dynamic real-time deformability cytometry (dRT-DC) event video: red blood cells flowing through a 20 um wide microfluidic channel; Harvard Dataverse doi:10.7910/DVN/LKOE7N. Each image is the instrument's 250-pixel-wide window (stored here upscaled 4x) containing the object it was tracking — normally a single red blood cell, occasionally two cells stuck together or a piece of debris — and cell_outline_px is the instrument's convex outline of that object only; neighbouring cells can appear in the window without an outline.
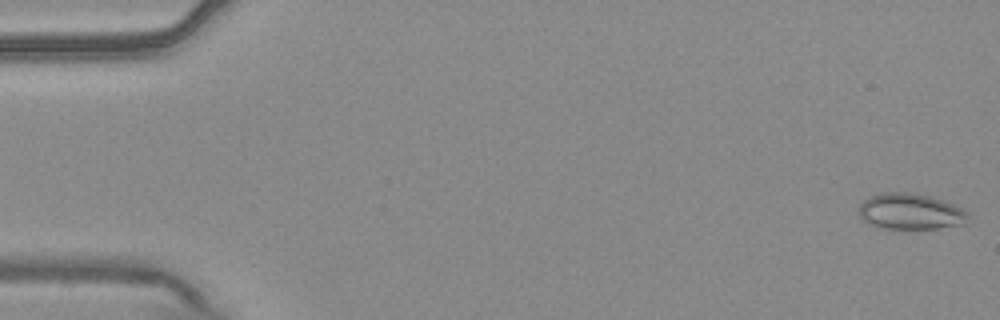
{"species": "common noctule bat (a hibernating species)", "species_latin": "Nyctalus noctula", "temperature_condition": "warm", "stored_images_in_passage": 54, "camera_frame_rate_fps": 3000, "um_per_image_px": 0.085, "animal": {"sex": "male", "body_mass_g": 20.4}, "frame": {"image": 1, "passage_image": 1, "time_ms": 0.0, "image_size_px": [1000, 320], "cell_outline_px": [[968, 216], [960, 224], [936, 228], [876, 228], [868, 224], [860, 216], [860, 204], [864, 200], [880, 192], [908, 192], [932, 196], [952, 204], [968, 212]], "centroid_in_image_um": [77.33, 17.96], "position_along_channel_um": 7.7, "area_um2": 22.6}}
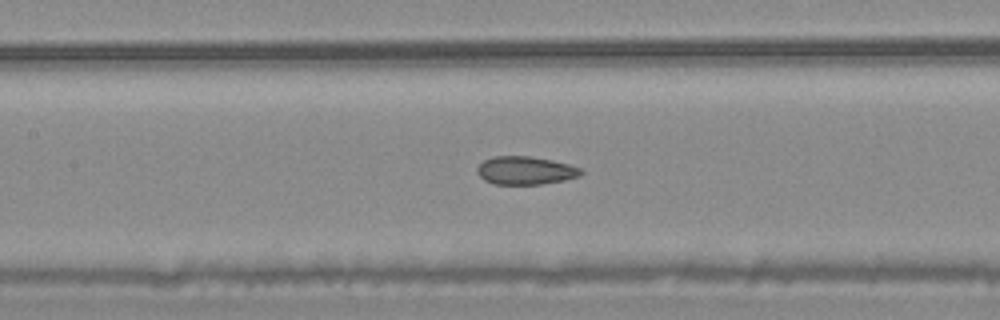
{"frame": {"image": 2, "passage_image": 25, "time_ms": 8.0, "image_size_px": [1000, 320], "cell_outline_px": [[584, 172], [580, 176], [564, 180], [540, 184], [492, 184], [484, 180], [476, 172], [476, 168], [484, 160], [492, 156], [528, 156], [552, 160], [584, 168]], "centroid_in_image_um": [44.67, 14.49], "position_along_channel_um": 162.7, "area_um2": 17.17}}
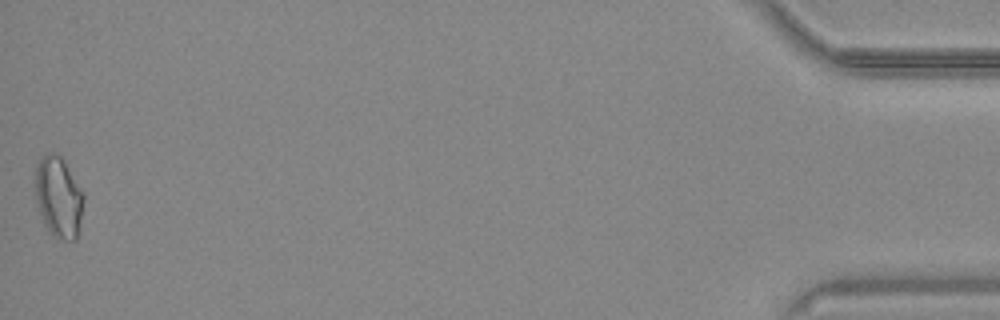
{"frame": {"image": 3, "passage_image": 54, "time_ms": 17.667, "image_size_px": [1000, 320], "cell_outline_px": [[84, 200], [80, 224], [76, 240], [64, 240], [52, 236], [48, 232], [44, 224], [36, 200], [36, 164], [44, 152], [56, 152], [64, 160], [84, 196]], "centroid_in_image_um": [4.97, 16.75], "position_along_channel_um": 430.2, "area_um2": 22.83}, "authors_computed_cell_mechanics": {"area_um2": 18.1203, "velocity_mm_per_s": 3.7648, "shape_relaxation_time_tau1_ms": null, "shape_relaxation_time_tau2_ms": 2.0496, "deformation_change_tau1": null, "deformation_change_tau2": 0.0688}}